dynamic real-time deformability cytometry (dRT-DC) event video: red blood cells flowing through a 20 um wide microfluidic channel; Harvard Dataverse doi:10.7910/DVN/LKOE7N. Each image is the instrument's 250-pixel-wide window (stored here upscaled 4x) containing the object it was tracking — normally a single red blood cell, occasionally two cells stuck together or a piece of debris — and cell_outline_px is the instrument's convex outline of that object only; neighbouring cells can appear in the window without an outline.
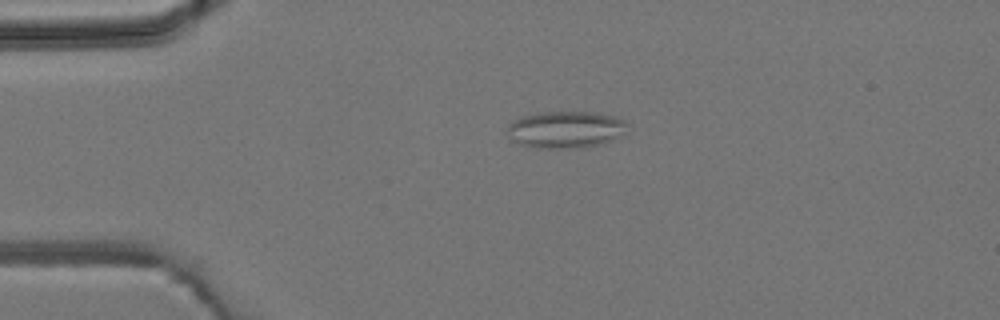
{"species": "common noctule bat (a hibernating species)", "species_latin": "Nyctalus noctula", "temperature_condition": "room temperature", "stored_images_in_passage": 3, "camera_frame_rate_fps": 3000, "um_per_image_px": 0.085, "animal": {"sex": "male", "body_mass_g": 19.2, "forearm_length_mm": 51.8}, "frame": {"image": 1, "passage_image": 2, "time_ms": 1.333, "image_size_px": [1000, 320], "cell_outline_px": [[628, 124], [612, 140], [600, 144], [584, 148], [536, 148], [520, 144], [512, 140], [508, 132], [508, 124], [524, 116], [544, 112], [592, 112], [612, 116], [624, 120]], "centroid_in_image_um": [48.04, 11.02], "position_along_channel_um": 37.0, "area_um2": 25.37}}